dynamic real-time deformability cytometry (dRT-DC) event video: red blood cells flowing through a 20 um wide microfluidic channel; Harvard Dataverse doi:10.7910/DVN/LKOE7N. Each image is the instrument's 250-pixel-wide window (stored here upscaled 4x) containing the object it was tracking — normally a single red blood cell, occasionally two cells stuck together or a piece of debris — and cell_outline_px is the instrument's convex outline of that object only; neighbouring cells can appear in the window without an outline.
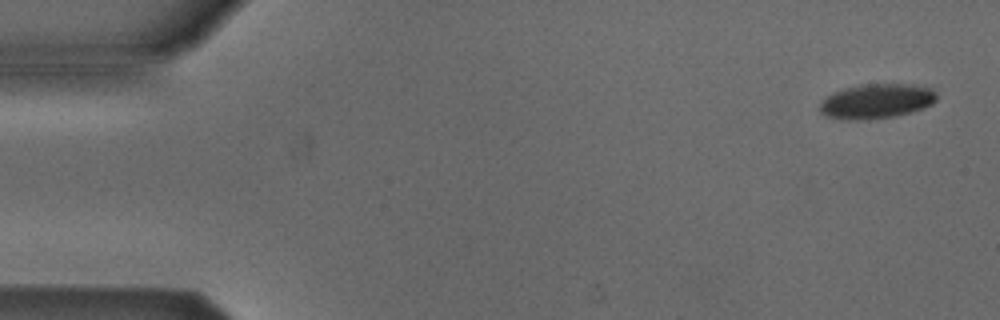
{"species": "Egyptian fruit bat (a non-hibernating species)", "species_latin": "Rousettus aegyptiacus", "temperature_condition": "cold", "stored_images_in_passage": 7, "camera_frame_rate_fps": 3000, "um_per_image_px": 0.085, "animal": {"sex": "male"}, "frame": {"image": 1, "passage_image": 1, "time_ms": 0.0, "image_size_px": [1000, 320], "cell_outline_px": [[936, 100], [932, 104], [924, 108], [912, 112], [892, 116], [860, 120], [848, 120], [824, 116], [820, 112], [820, 104], [828, 96], [844, 88], [860, 84], [912, 84], [932, 88], [936, 92]], "centroid_in_image_um": [74.53, 8.6], "position_along_channel_um": 10.5, "area_um2": 23.58}}
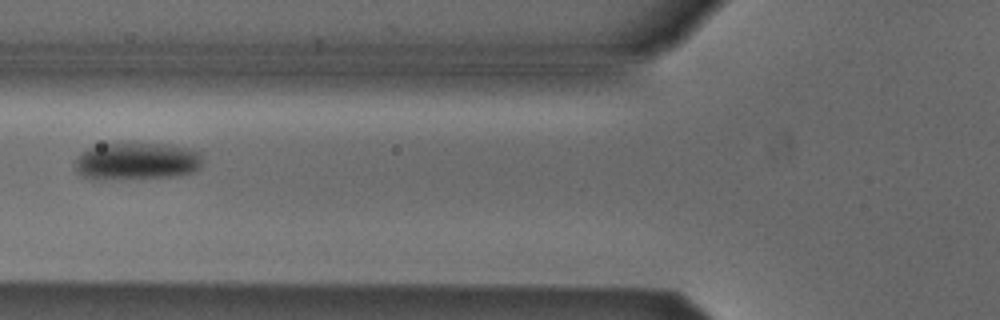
{"frame": {"image": 2, "passage_image": 6, "time_ms": 6.0, "image_size_px": [1000, 320], "cell_outline_px": [[200, 168], [196, 172], [176, 176], [96, 180], [84, 176], [76, 172], [76, 160], [80, 152], [88, 148], [104, 144], [172, 144], [188, 148], [200, 152]], "centroid_in_image_um": [11.63, 13.71], "position_along_channel_um": 114.2, "area_um2": 27.74}}
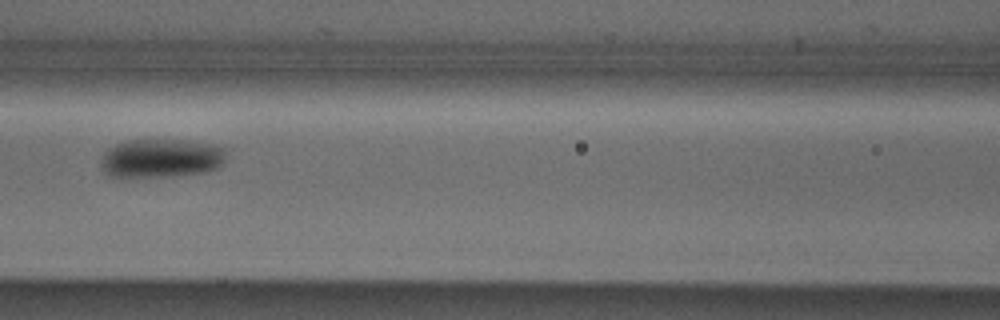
{"frame": {"image": 3, "passage_image": 7, "time_ms": 7.0, "image_size_px": [1000, 320], "cell_outline_px": [[224, 160], [216, 168], [204, 172], [176, 176], [112, 176], [104, 172], [100, 168], [100, 160], [104, 152], [108, 148], [124, 140], [192, 140], [212, 144], [224, 148]], "centroid_in_image_um": [13.66, 13.43], "position_along_channel_um": 152.9, "area_um2": 28.32}}